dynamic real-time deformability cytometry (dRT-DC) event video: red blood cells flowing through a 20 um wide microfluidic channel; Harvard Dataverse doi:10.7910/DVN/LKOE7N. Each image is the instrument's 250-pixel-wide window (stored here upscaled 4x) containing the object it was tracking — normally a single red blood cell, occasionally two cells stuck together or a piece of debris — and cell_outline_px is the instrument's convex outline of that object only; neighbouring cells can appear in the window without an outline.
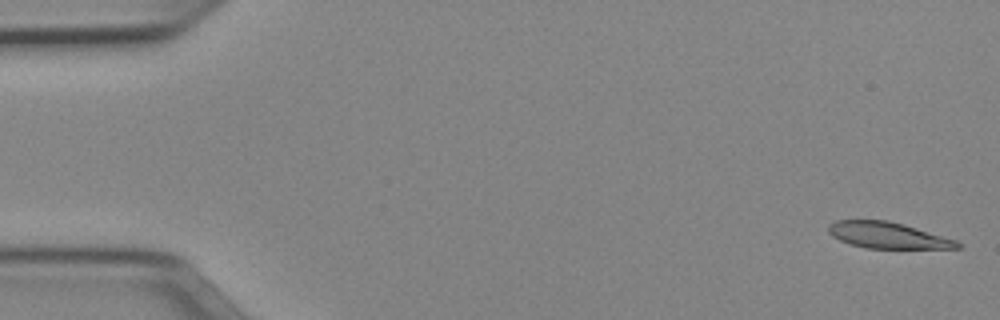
{"species": "Egyptian fruit bat (a non-hibernating species)", "species_latin": "Rousettus aegyptiacus", "temperature_condition": "cold", "stored_images_in_passage": 51, "camera_frame_rate_fps": 3000, "um_per_image_px": 0.085, "animal": {"sex": "female"}, "frame": {"image": 1, "passage_image": 1, "time_ms": 0.0, "image_size_px": [1000, 320], "cell_outline_px": [[964, 244], [960, 248], [868, 248], [848, 244], [832, 236], [828, 232], [828, 224], [836, 220], [888, 220], [904, 224], [956, 240]], "centroid_in_image_um": [75.44, 19.99], "position_along_channel_um": 9.6, "area_um2": 19.71}}
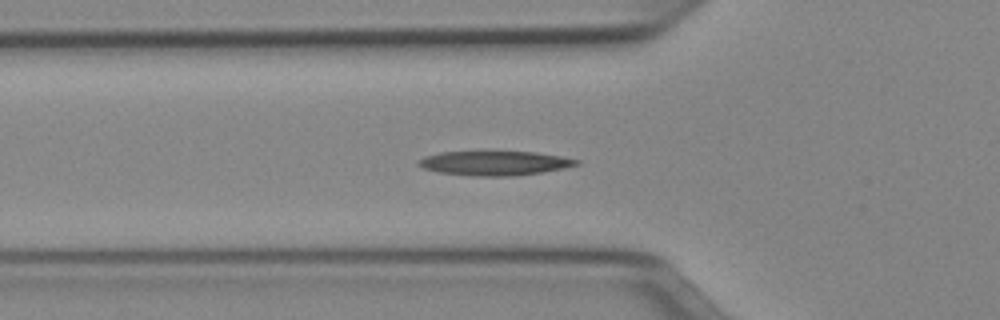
{"frame": {"image": 2, "passage_image": 17, "time_ms": 5.333, "image_size_px": [1000, 320], "cell_outline_px": [[580, 164], [564, 168], [544, 172], [516, 176], [472, 176], [436, 172], [424, 168], [416, 164], [416, 160], [424, 156], [440, 152], [536, 152], [560, 156], [580, 160]], "centroid_in_image_um": [42.02, 13.88], "position_along_channel_um": 83.8, "area_um2": 22.6}}
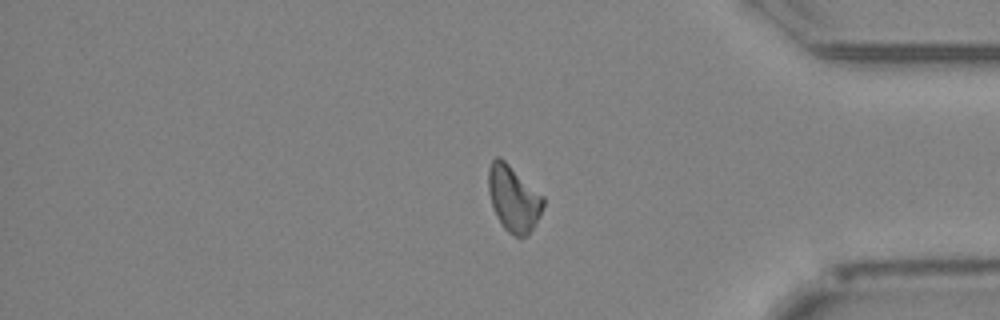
{"frame": {"image": 3, "passage_image": 42, "time_ms": 13.667, "image_size_px": [1000, 320], "cell_outline_px": [[544, 204], [540, 216], [528, 236], [516, 236], [508, 232], [504, 228], [496, 216], [492, 208], [488, 192], [488, 168], [492, 160], [496, 156], [500, 156], [544, 196]], "centroid_in_image_um": [43.64, 16.87], "position_along_channel_um": 391.6, "area_um2": 21.27}}